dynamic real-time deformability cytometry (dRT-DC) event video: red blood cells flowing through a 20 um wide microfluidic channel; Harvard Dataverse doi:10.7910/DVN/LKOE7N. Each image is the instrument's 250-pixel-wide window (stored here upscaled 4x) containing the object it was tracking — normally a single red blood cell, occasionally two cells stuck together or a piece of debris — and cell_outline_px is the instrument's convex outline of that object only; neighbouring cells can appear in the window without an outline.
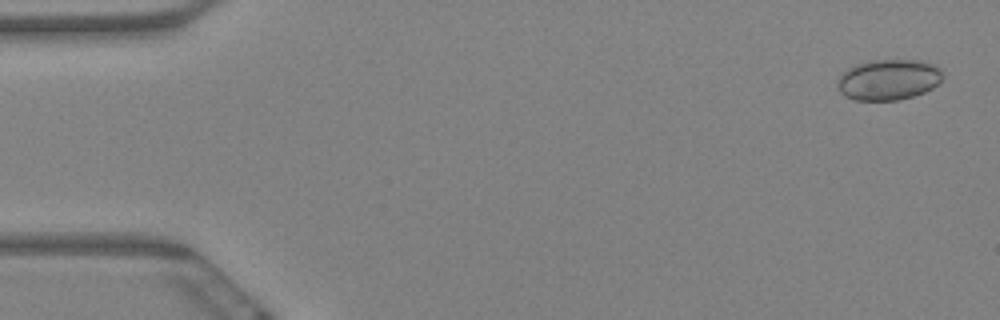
{"species": "Egyptian fruit bat (a non-hibernating species)", "species_latin": "Rousettus aegyptiacus", "temperature_condition": "warm", "stored_images_in_passage": 6, "camera_frame_rate_fps": 3000, "um_per_image_px": 0.085, "animal": {"sex": "female"}, "frame": {"image": 1, "passage_image": 1, "time_ms": 0.0, "image_size_px": [1000, 320], "cell_outline_px": [[944, 76], [932, 88], [924, 92], [912, 96], [896, 100], [856, 100], [844, 96], [840, 92], [836, 84], [840, 76], [848, 68], [856, 64], [868, 60], [920, 60], [936, 64], [944, 72]], "centroid_in_image_um": [75.53, 6.75], "position_along_channel_um": 9.5, "area_um2": 25.14}}